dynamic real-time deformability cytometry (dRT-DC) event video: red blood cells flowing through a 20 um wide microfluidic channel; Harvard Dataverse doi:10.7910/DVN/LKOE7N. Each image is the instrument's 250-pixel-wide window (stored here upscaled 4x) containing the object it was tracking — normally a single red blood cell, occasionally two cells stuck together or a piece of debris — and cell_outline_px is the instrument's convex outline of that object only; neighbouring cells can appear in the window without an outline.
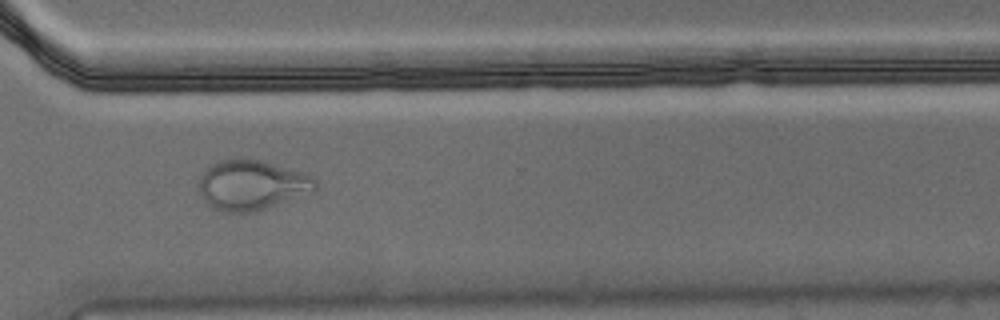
{"species": "Egyptian fruit bat (a non-hibernating species)", "species_latin": "Rousettus aegyptiacus", "temperature_condition": "warm", "stored_images_in_passage": 55, "camera_frame_rate_fps": 3000, "um_per_image_px": 0.085, "animal": {"sex": "male"}, "frame": {"image": 1, "passage_image": 40, "time_ms": 13.0, "image_size_px": [1000, 320], "cell_outline_px": [[316, 192], [256, 212], [224, 212], [212, 208], [200, 196], [200, 176], [212, 164], [220, 160], [260, 160], [304, 172], [312, 176], [316, 180]], "centroid_in_image_um": [21.46, 15.76], "position_along_channel_um": 349.1, "area_um2": 33.99}}